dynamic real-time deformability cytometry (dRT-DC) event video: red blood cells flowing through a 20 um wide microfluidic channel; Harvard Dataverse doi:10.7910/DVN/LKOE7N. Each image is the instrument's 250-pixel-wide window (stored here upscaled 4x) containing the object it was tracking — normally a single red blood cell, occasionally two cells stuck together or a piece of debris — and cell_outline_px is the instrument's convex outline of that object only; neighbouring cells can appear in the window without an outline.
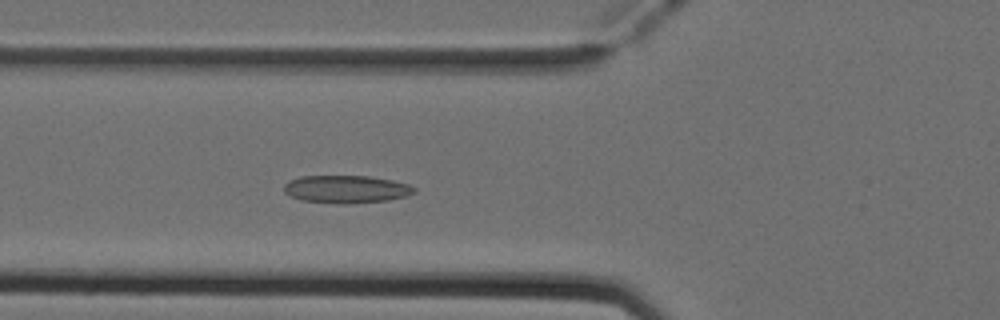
{"species": "Egyptian fruit bat (a non-hibernating species)", "species_latin": "Rousettus aegyptiacus", "temperature_condition": "cold", "stored_images_in_passage": 47, "camera_frame_rate_fps": 3000, "um_per_image_px": 0.085, "animal": {"sex": "female"}, "frame": {"image": 1, "passage_image": 17, "time_ms": 5.333, "image_size_px": [1000, 320], "cell_outline_px": [[416, 192], [408, 196], [388, 200], [348, 204], [336, 204], [300, 200], [284, 192], [284, 184], [288, 180], [300, 176], [368, 176], [392, 180], [408, 184], [416, 188]], "centroid_in_image_um": [29.43, 16.09], "position_along_channel_um": 96.4, "area_um2": 21.27}}
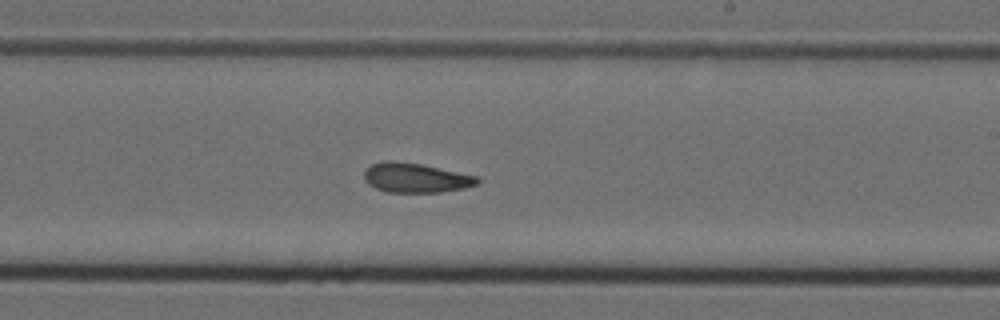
{"frame": {"image": 2, "passage_image": 29, "time_ms": 9.333, "image_size_px": [1000, 320], "cell_outline_px": [[480, 180], [476, 184], [464, 188], [440, 192], [388, 192], [376, 188], [368, 184], [364, 180], [364, 172], [372, 164], [384, 160], [392, 160], [420, 164], [476, 176]], "centroid_in_image_um": [35.29, 15.11], "position_along_channel_um": 253.7, "area_um2": 19.25}}
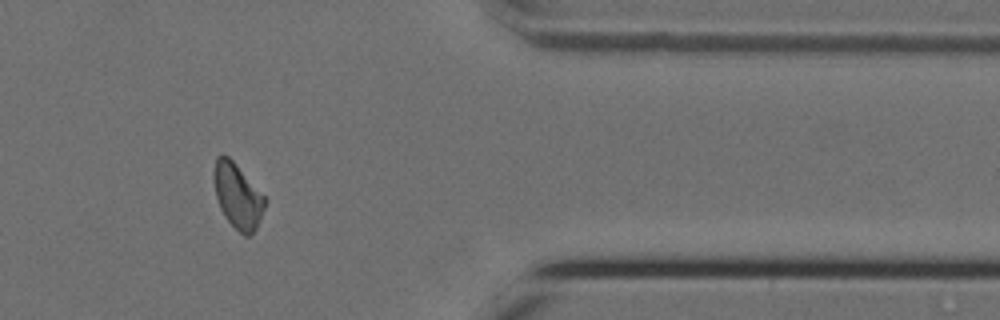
{"frame": {"image": 3, "passage_image": 41, "time_ms": 13.333, "image_size_px": [1000, 320], "cell_outline_px": [[268, 200], [260, 220], [256, 228], [248, 236], [244, 236], [224, 216], [220, 208], [216, 196], [216, 156], [228, 156], [232, 160]], "centroid_in_image_um": [20.26, 16.7], "position_along_channel_um": 391.1, "area_um2": 18.55}, "authors_computed_cell_mechanics": {"area_um2": 19.7098, "velocity_mm_per_s": 3.9381, "shape_relaxation_time_tau1_ms": 9.6566, "shape_relaxation_time_tau2_ms": 2.3524, "deformation_change_tau1": 0.1677, "deformation_change_tau2": 0.0859}}